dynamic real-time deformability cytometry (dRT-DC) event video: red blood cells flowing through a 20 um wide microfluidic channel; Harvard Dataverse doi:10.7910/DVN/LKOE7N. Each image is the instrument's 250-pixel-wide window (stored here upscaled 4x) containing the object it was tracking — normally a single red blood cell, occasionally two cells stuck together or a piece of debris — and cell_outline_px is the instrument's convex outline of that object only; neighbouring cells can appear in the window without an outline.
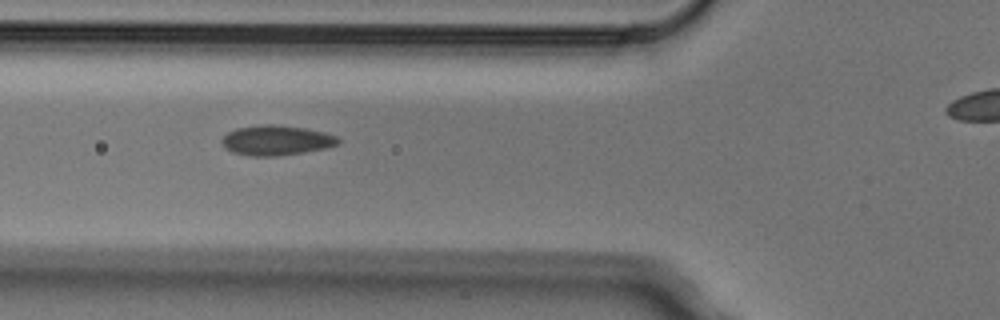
{"species": "Egyptian fruit bat (a non-hibernating species)", "species_latin": "Rousettus aegyptiacus", "temperature_condition": "cold", "stored_images_in_passage": 6, "camera_frame_rate_fps": 3000, "um_per_image_px": 0.085, "animal": {"sex": "male"}, "frame": {"image": 1, "passage_image": 2, "time_ms": 0.333, "image_size_px": [1000, 320], "cell_outline_px": [[340, 144], [328, 148], [304, 152], [276, 156], [248, 156], [232, 152], [224, 148], [220, 140], [228, 132], [236, 128], [260, 124], [272, 124], [304, 128], [324, 132], [336, 136], [340, 140]], "centroid_in_image_um": [23.47, 11.93], "position_along_channel_um": 102.3, "area_um2": 20.52}}
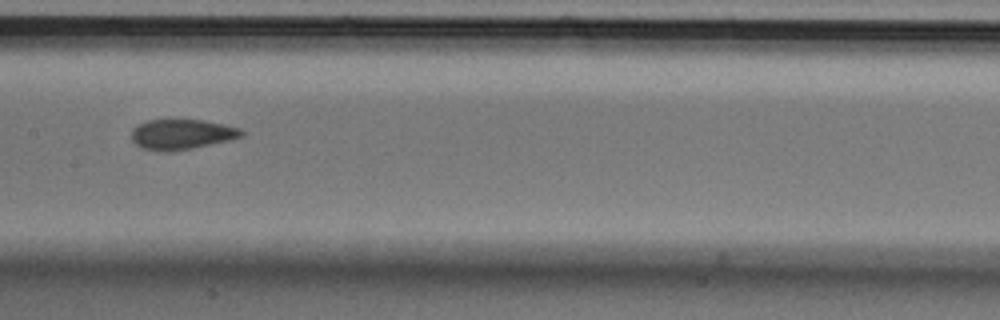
{"frame": {"image": 2, "passage_image": 4, "time_ms": 1.0, "image_size_px": [1000, 320], "cell_outline_px": [[244, 136], [232, 140], [192, 148], [168, 152], [164, 152], [144, 148], [136, 144], [132, 140], [132, 128], [148, 120], [204, 120], [224, 124], [240, 128], [244, 132]], "centroid_in_image_um": [15.49, 11.42], "position_along_channel_um": 191.9, "area_um2": 19.36}}
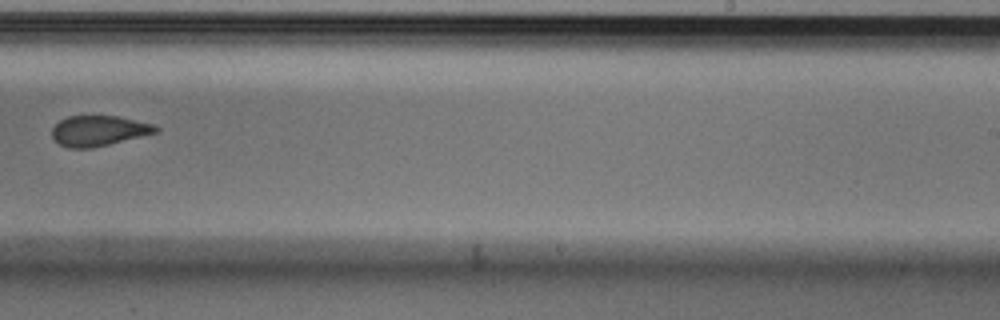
{"frame": {"image": 3, "passage_image": 6, "time_ms": 1.667, "image_size_px": [1000, 320], "cell_outline_px": [[160, 132], [92, 148], [68, 148], [60, 144], [52, 136], [52, 128], [60, 120], [68, 116], [116, 116], [152, 124], [160, 128]], "centroid_in_image_um": [8.4, 11.12], "position_along_channel_um": 280.6, "area_um2": 18.26}}